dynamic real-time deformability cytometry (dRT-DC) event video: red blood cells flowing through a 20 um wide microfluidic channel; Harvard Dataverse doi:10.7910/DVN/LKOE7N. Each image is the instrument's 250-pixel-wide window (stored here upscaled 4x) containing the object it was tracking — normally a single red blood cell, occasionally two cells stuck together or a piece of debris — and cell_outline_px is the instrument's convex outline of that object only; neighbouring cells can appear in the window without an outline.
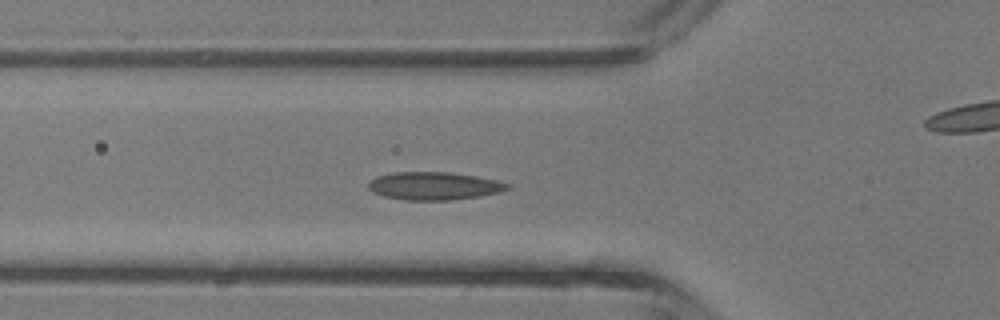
{"species": "common noctule bat (a hibernating species)", "species_latin": "Nyctalus noctula", "temperature_condition": "room temperature", "stored_images_in_passage": 35, "camera_frame_rate_fps": 3000, "um_per_image_px": 0.085, "animal": {"sex": "male", "body_mass_g": 13.3}, "frame": {"image": 1, "passage_image": 7, "time_ms": 2.0, "image_size_px": [1000, 320], "cell_outline_px": [[512, 188], [500, 192], [480, 196], [452, 200], [404, 200], [384, 196], [372, 192], [368, 188], [368, 184], [376, 176], [392, 172], [448, 172], [476, 176], [496, 180], [512, 184]], "centroid_in_image_um": [36.92, 15.8], "position_along_channel_um": 88.9, "area_um2": 22.77}}
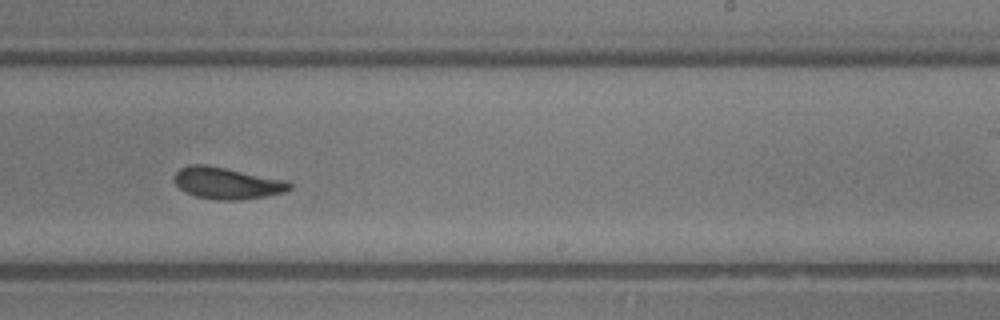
{"frame": {"image": 2, "passage_image": 18, "time_ms": 5.667, "image_size_px": [1000, 320], "cell_outline_px": [[292, 188], [284, 192], [264, 196], [240, 200], [216, 200], [196, 196], [184, 192], [172, 180], [176, 172], [180, 168], [188, 164], [208, 164], [288, 180], [292, 184]], "centroid_in_image_um": [19.28, 15.55], "position_along_channel_um": 269.7, "area_um2": 21.62}}
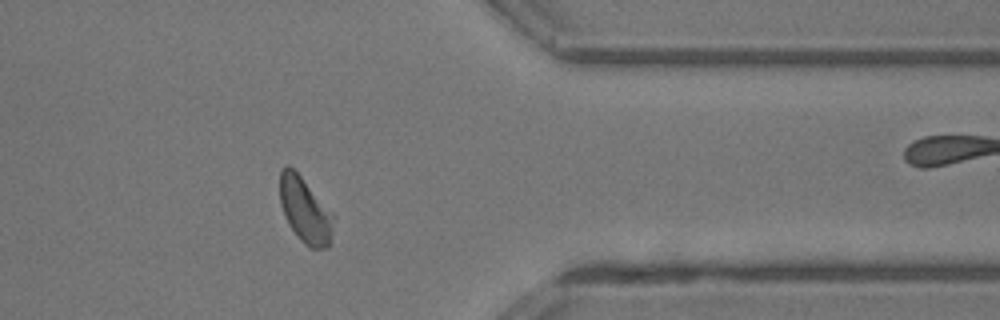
{"frame": {"image": 3, "passage_image": 26, "time_ms": 8.333, "image_size_px": [1000, 320], "cell_outline_px": [[336, 216], [328, 248], [308, 248], [300, 240], [288, 224], [284, 216], [280, 204], [280, 168], [284, 164], [288, 164], [300, 176]], "centroid_in_image_um": [25.93, 17.88], "position_along_channel_um": 385.5, "area_um2": 20.63}, "authors_computed_cell_mechanics": {"area_um2": 21.097, "velocity_mm_per_s": 4.9261, "shape_relaxation_time_tau1_ms": 6.2398, "shape_relaxation_time_tau2_ms": 1.7242, "deformation_change_tau1": 0.1654, "deformation_change_tau2": 0.0679}}